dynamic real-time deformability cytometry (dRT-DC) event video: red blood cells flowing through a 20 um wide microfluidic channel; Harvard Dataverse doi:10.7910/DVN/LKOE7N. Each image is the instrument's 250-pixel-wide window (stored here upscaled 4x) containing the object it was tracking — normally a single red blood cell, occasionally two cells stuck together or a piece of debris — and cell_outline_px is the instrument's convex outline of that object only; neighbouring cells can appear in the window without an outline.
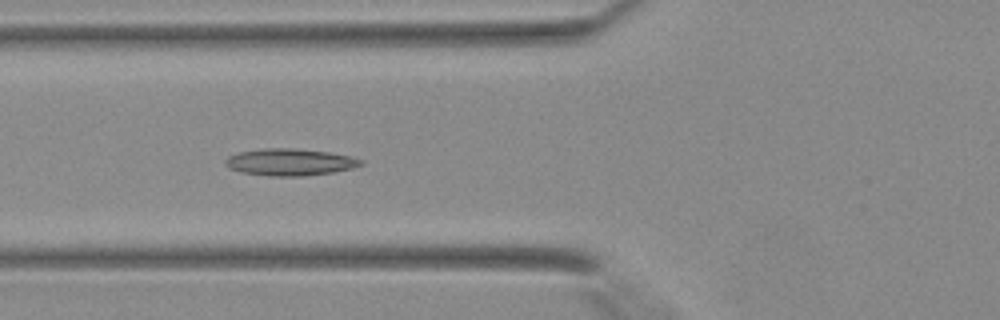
{"species": "Egyptian fruit bat (a non-hibernating species)", "species_latin": "Rousettus aegyptiacus", "temperature_condition": "warm", "stored_images_in_passage": 19, "camera_frame_rate_fps": 3000, "um_per_image_px": 0.085, "animal": {"sex": "female"}, "frame": {"image": 1, "passage_image": 6, "time_ms": 1.667, "image_size_px": [1000, 320], "cell_outline_px": [[364, 164], [352, 168], [332, 172], [304, 176], [272, 176], [240, 172], [224, 164], [224, 160], [228, 156], [240, 152], [268, 148], [292, 148], [328, 152], [352, 156], [364, 160]], "centroid_in_image_um": [24.67, 13.78], "position_along_channel_um": 101.1, "area_um2": 21.15}}